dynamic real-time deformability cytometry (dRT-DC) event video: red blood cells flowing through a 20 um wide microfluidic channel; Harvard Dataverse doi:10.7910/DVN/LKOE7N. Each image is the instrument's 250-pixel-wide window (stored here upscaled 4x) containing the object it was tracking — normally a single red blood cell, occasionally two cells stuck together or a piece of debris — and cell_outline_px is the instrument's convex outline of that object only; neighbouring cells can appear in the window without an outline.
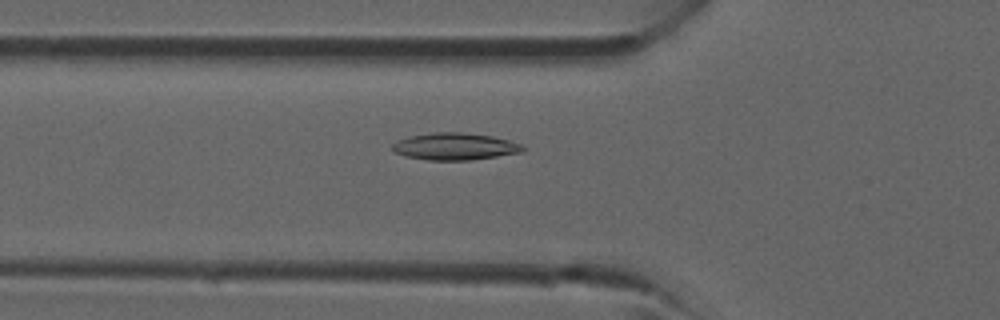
{"species": "common noctule bat (a hibernating species)", "species_latin": "Nyctalus noctula", "temperature_condition": "room temperature", "stored_images_in_passage": 36, "camera_frame_rate_fps": 3000, "um_per_image_px": 0.085, "animal": {"sex": "male", "forearm_length_mm": 52.5}, "frame": {"image": 1, "passage_image": 14, "time_ms": 4.333, "image_size_px": [1000, 320], "cell_outline_px": [[524, 152], [468, 160], [428, 160], [404, 156], [396, 152], [392, 148], [392, 144], [396, 140], [408, 136], [436, 132], [460, 132], [492, 136], [508, 140], [520, 144], [524, 148]], "centroid_in_image_um": [38.63, 12.44], "position_along_channel_um": 87.2, "area_um2": 20.46}}
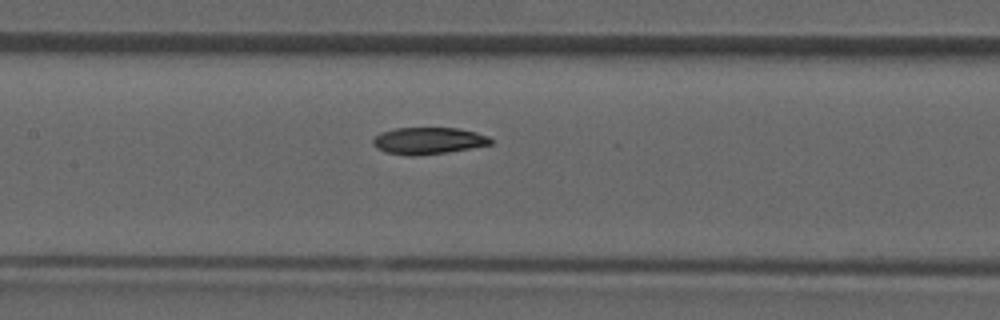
{"frame": {"image": 2, "passage_image": 19, "time_ms": 6.0, "image_size_px": [1000, 320], "cell_outline_px": [[492, 144], [448, 152], [416, 156], [408, 156], [388, 152], [376, 148], [372, 144], [372, 140], [380, 132], [396, 128], [460, 128], [476, 132], [488, 136], [492, 140]], "centroid_in_image_um": [36.4, 11.96], "position_along_channel_um": 171.0, "area_um2": 18.44}}
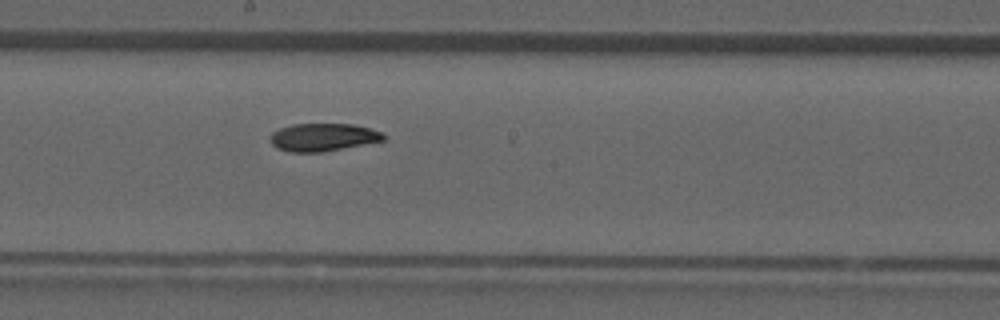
{"frame": {"image": 3, "passage_image": 22, "time_ms": 7.0, "image_size_px": [1000, 320], "cell_outline_px": [[384, 140], [320, 152], [288, 152], [276, 148], [268, 140], [272, 132], [280, 128], [292, 124], [352, 124], [368, 128], [380, 132], [384, 136]], "centroid_in_image_um": [27.36, 11.66], "position_along_channel_um": 220.8, "area_um2": 18.15}}